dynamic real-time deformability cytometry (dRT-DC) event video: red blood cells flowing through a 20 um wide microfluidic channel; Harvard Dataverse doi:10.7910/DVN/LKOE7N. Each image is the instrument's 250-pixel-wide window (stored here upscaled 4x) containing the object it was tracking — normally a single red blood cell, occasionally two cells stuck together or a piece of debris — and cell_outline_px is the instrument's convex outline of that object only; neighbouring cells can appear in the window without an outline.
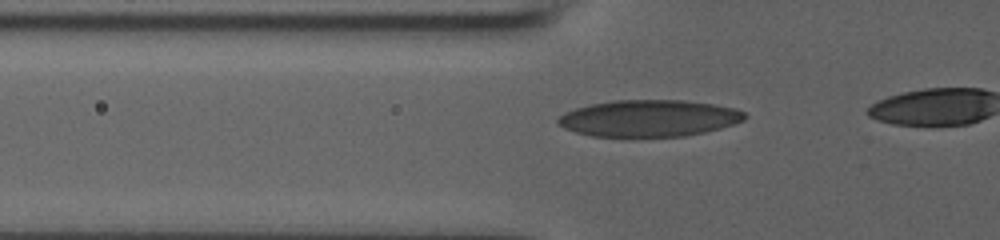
{"species": "human", "species_latin": "Homo sapiens", "temperature_condition": "room temperature", "stored_images_in_passage": 30, "camera_frame_rate_fps": 3000, "um_per_image_px": 0.085, "donor": {"sex": "male"}, "frame": {"image": 1, "passage_image": 5, "time_ms": 1.333, "image_size_px": [1000, 240], "cell_outline_px": [[748, 116], [744, 120], [720, 128], [704, 132], [684, 136], [592, 136], [576, 132], [564, 128], [556, 124], [556, 120], [564, 112], [576, 108], [592, 104], [616, 100], [684, 100], [712, 104], [736, 108], [744, 112]], "centroid_in_image_um": [55.15, 10.05], "position_along_channel_um": 70.6, "area_um2": 39.77}}
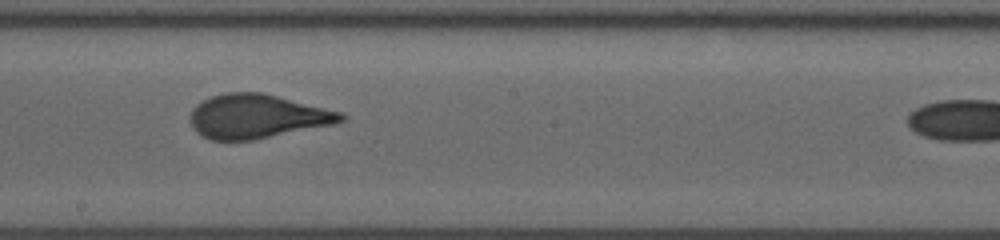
{"frame": {"image": 2, "passage_image": 17, "time_ms": 5.333, "image_size_px": [1000, 240], "cell_outline_px": [[348, 116], [344, 120], [332, 124], [252, 140], [212, 140], [196, 132], [192, 128], [192, 108], [196, 104], [212, 96], [224, 92], [264, 92], [344, 112]], "centroid_in_image_um": [21.88, 9.87], "position_along_channel_um": 226.3, "area_um2": 38.61}}
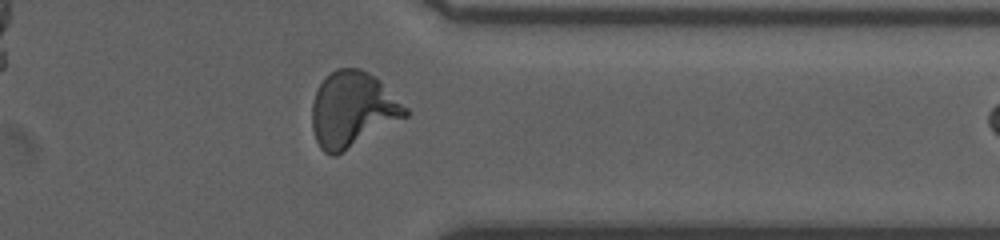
{"frame": {"image": 3, "passage_image": 29, "time_ms": 9.333, "image_size_px": [1000, 240], "cell_outline_px": [[408, 116], [336, 156], [332, 156], [324, 152], [320, 148], [316, 140], [312, 128], [312, 100], [324, 76], [336, 68], [360, 68], [380, 80], [408, 108]], "centroid_in_image_um": [29.95, 9.31], "position_along_channel_um": 381.4, "area_um2": 41.15}}